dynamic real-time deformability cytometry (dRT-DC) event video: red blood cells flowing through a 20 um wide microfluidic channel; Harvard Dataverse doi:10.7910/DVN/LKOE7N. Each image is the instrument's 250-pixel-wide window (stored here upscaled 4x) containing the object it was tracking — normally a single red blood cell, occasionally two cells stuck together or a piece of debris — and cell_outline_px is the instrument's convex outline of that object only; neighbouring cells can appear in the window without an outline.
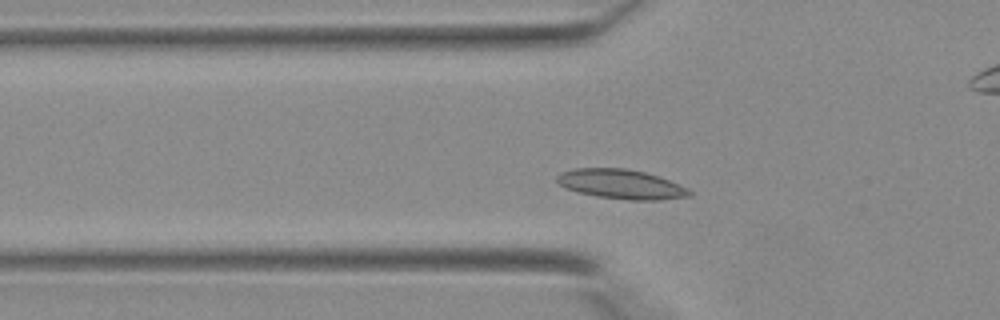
{"species": "Egyptian fruit bat (a non-hibernating species)", "species_latin": "Rousettus aegyptiacus", "temperature_condition": "warm", "stored_images_in_passage": 21, "camera_frame_rate_fps": 3000, "um_per_image_px": 0.085, "animal": {"sex": "female"}, "frame": {"image": 1, "passage_image": 4, "time_ms": 1.0, "image_size_px": [1000, 320], "cell_outline_px": [[692, 196], [660, 200], [628, 200], [596, 196], [580, 192], [568, 188], [560, 184], [556, 180], [556, 176], [560, 172], [576, 168], [624, 168], [644, 172], [668, 180], [688, 188], [692, 192]], "centroid_in_image_um": [52.81, 15.66], "position_along_channel_um": 73.0, "area_um2": 22.6}}
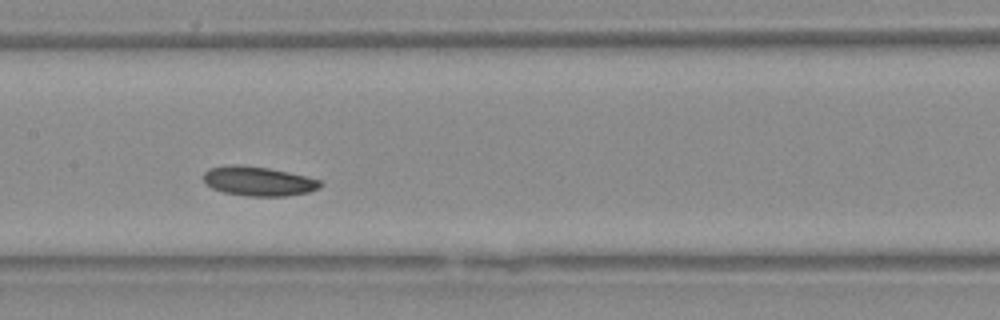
{"frame": {"image": 2, "passage_image": 11, "time_ms": 3.333, "image_size_px": [1000, 320], "cell_outline_px": [[324, 184], [320, 188], [308, 192], [288, 196], [244, 196], [224, 192], [212, 188], [204, 184], [204, 172], [208, 168], [232, 164], [236, 164], [268, 168], [288, 172], [320, 180]], "centroid_in_image_um": [21.95, 15.4], "position_along_channel_um": 185.5, "area_um2": 20.11}}
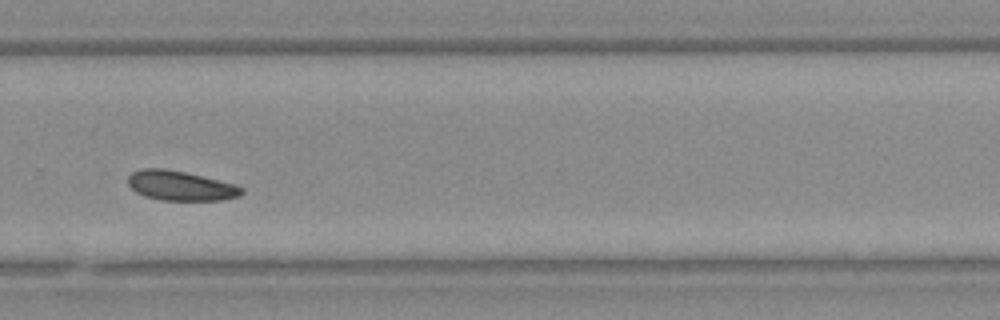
{"frame": {"image": 3, "passage_image": 19, "time_ms": 6.0, "image_size_px": [1000, 320], "cell_outline_px": [[244, 192], [240, 196], [224, 200], [160, 200], [144, 196], [136, 192], [128, 184], [128, 176], [132, 172], [140, 168], [160, 168], [184, 172], [232, 184], [244, 188]], "centroid_in_image_um": [15.31, 15.8], "position_along_channel_um": 314.5, "area_um2": 19.48}}